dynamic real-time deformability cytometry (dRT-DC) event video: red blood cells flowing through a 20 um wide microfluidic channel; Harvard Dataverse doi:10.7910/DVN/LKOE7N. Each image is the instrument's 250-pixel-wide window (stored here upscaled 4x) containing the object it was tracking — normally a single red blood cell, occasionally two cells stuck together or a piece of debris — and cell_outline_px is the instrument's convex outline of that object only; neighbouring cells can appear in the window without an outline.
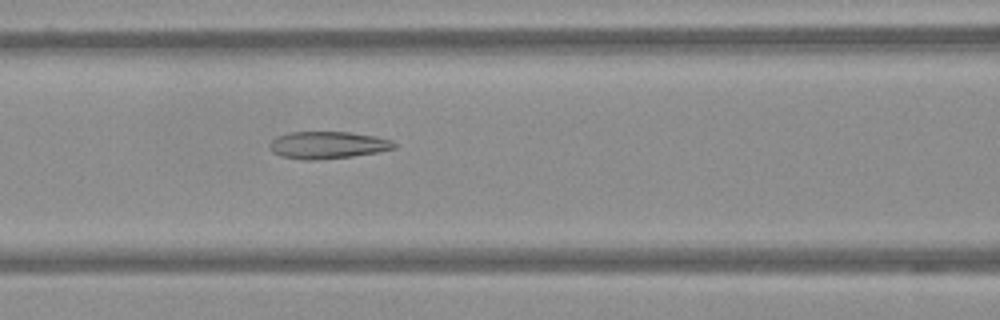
{"species": "Egyptian fruit bat (a non-hibernating species)", "species_latin": "Rousettus aegyptiacus", "temperature_condition": "warm", "stored_images_in_passage": 59, "camera_frame_rate_fps": 3000, "um_per_image_px": 0.085, "frame": {"image": 1, "passage_image": 26, "time_ms": 8.333, "image_size_px": [1000, 320], "cell_outline_px": [[396, 148], [380, 152], [352, 156], [316, 160], [304, 160], [280, 156], [272, 152], [268, 144], [276, 136], [288, 132], [348, 132], [376, 136], [392, 140], [396, 144]], "centroid_in_image_um": [27.85, 12.33], "position_along_channel_um": 138.8, "area_um2": 19.94}}
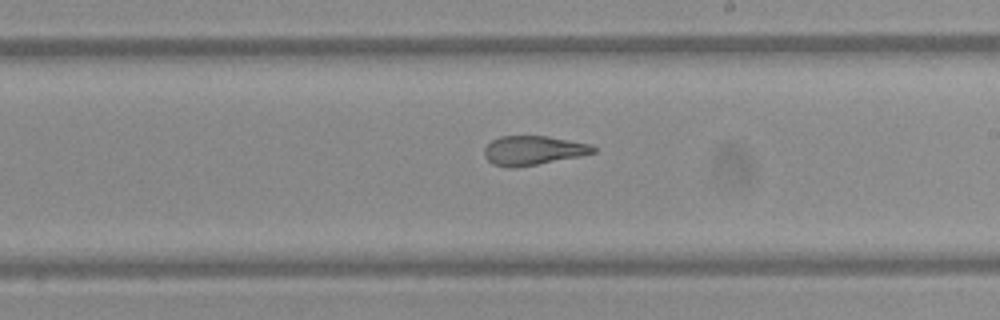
{"frame": {"image": 2, "passage_image": 35, "time_ms": 11.333, "image_size_px": [1000, 320], "cell_outline_px": [[596, 152], [580, 156], [536, 164], [512, 168], [508, 168], [492, 164], [484, 156], [484, 148], [492, 140], [500, 136], [548, 136], [592, 144], [596, 148]], "centroid_in_image_um": [45.31, 12.78], "position_along_channel_um": 243.7, "area_um2": 18.55}}
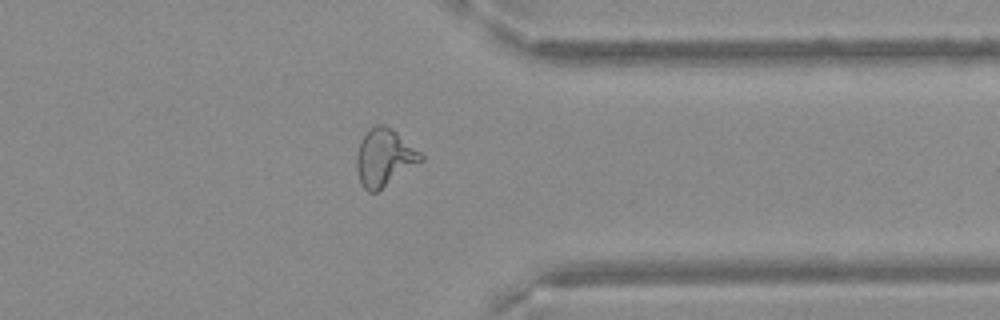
{"frame": {"image": 3, "passage_image": 47, "time_ms": 15.333, "image_size_px": [1000, 320], "cell_outline_px": [[424, 160], [376, 192], [368, 192], [364, 188], [360, 180], [356, 168], [356, 156], [360, 144], [364, 136], [376, 124], [384, 124], [392, 128], [420, 152], [424, 156]], "centroid_in_image_um": [32.68, 13.4], "position_along_channel_um": 378.7, "area_um2": 21.1}}